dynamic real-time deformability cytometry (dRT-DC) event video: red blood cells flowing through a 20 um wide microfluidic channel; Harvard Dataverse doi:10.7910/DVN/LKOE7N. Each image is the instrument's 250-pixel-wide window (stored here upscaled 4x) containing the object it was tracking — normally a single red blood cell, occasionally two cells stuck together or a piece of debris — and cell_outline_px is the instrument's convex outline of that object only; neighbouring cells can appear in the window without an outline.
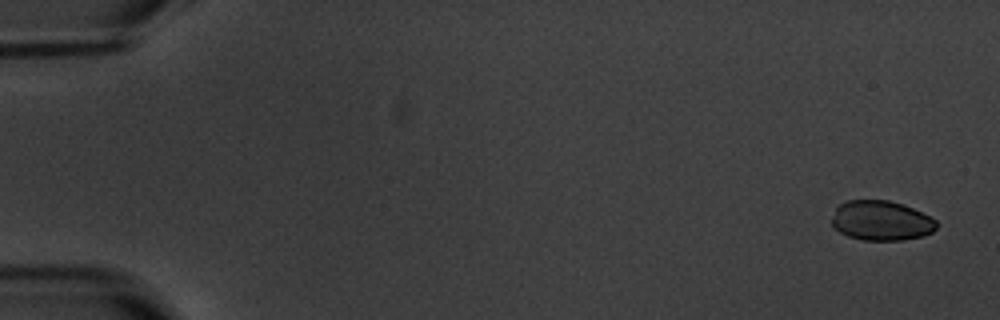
{"species": "common noctule bat (a hibernating species)", "species_latin": "Nyctalus noctula", "temperature_condition": "warm", "stored_images_in_passage": 6, "camera_frame_rate_fps": 3000, "um_per_image_px": 0.085, "animal": {"sex": "male", "body_mass_g": 20.1, "forearm_length_mm": 53.5}, "frame": {"image": 1, "passage_image": 1, "time_ms": 0.0, "image_size_px": [1000, 320], "cell_outline_px": [[936, 228], [932, 232], [924, 236], [900, 240], [864, 240], [848, 236], [840, 232], [832, 224], [832, 220], [836, 208], [840, 204], [848, 200], [888, 200], [904, 204], [936, 220]], "centroid_in_image_um": [74.91, 18.75], "position_along_channel_um": 10.1, "area_um2": 24.1}}
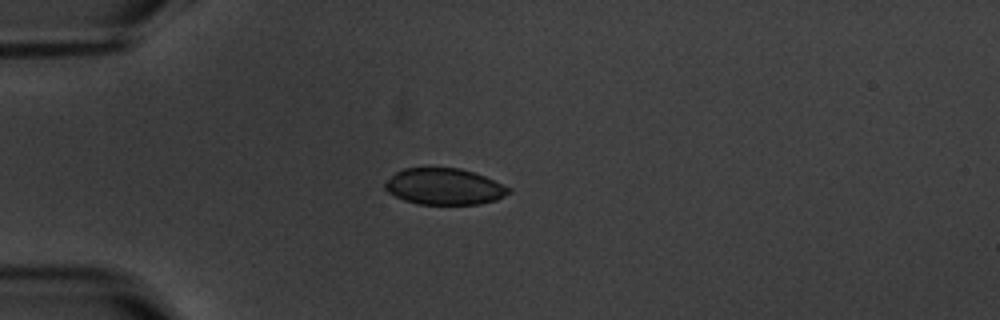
{"frame": {"image": 2, "passage_image": 5, "time_ms": 4.667, "image_size_px": [1000, 320], "cell_outline_px": [[512, 192], [496, 200], [480, 204], [416, 204], [404, 200], [388, 192], [384, 188], [384, 184], [396, 172], [404, 168], [460, 168], [484, 176], [512, 188]], "centroid_in_image_um": [37.78, 15.86], "position_along_channel_um": 47.2, "area_um2": 26.13}}